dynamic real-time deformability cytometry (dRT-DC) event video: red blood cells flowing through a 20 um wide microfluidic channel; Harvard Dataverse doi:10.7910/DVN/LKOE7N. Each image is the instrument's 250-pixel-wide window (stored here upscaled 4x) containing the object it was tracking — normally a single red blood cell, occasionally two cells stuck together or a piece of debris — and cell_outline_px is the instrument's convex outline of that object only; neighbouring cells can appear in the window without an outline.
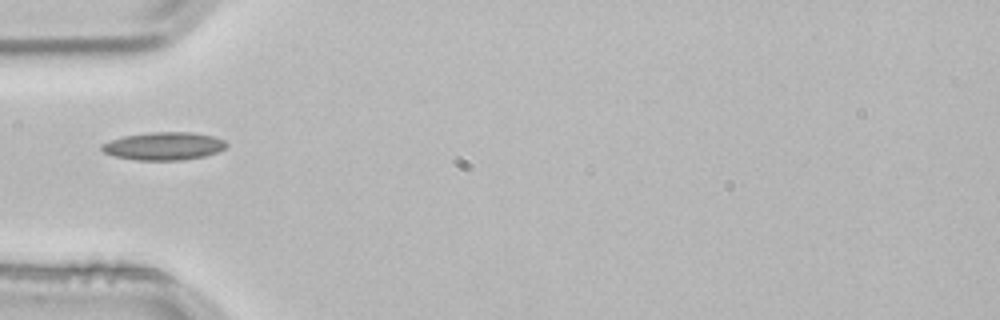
{"species": "common noctule bat (a hibernating species)", "species_latin": "Nyctalus noctula", "temperature_condition": "room temperature", "stored_images_in_passage": 2, "camera_frame_rate_fps": 3000, "um_per_image_px": 0.085, "animal": {"sex": "male", "body_mass_g": 21.5, "forearm_length_mm": 52.0}, "frame": {"image": 1, "passage_image": 2, "time_ms": 0.333, "image_size_px": [1000, 320], "cell_outline_px": [[228, 144], [224, 148], [216, 152], [204, 156], [180, 160], [136, 160], [112, 156], [104, 152], [100, 148], [100, 144], [124, 136], [148, 132], [192, 132], [216, 136], [224, 140]], "centroid_in_image_um": [13.91, 12.41], "position_along_channel_um": 71.1, "area_um2": 20.35}}